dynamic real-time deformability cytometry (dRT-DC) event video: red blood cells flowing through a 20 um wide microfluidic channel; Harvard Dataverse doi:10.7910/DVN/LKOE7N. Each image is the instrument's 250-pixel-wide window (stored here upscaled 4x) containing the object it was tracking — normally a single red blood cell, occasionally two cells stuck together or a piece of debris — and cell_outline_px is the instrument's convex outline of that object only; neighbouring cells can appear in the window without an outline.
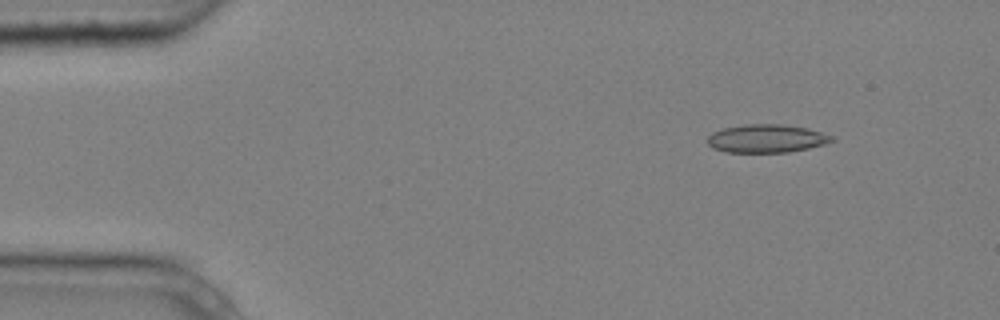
{"species": "common noctule bat (a hibernating species)", "species_latin": "Nyctalus noctula", "temperature_condition": "cold", "stored_images_in_passage": 6, "camera_frame_rate_fps": 3000, "um_per_image_px": 0.085, "animal": {"sex": "male", "body_mass_g": 20.4}, "frame": {"image": 1, "passage_image": 2, "time_ms": 0.333, "image_size_px": [1000, 320], "cell_outline_px": [[836, 140], [824, 144], [808, 148], [788, 152], [724, 152], [712, 148], [708, 144], [708, 136], [712, 132], [724, 128], [744, 124], [780, 124], [808, 128], [836, 136]], "centroid_in_image_um": [65.18, 11.77], "position_along_channel_um": 19.8, "area_um2": 20.58}}
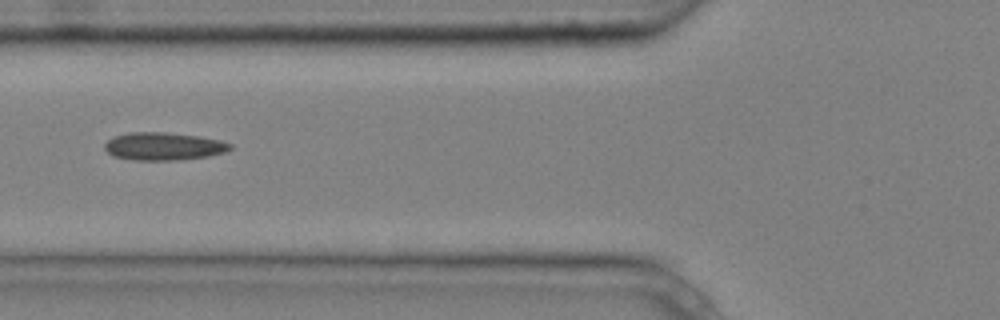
{"frame": {"image": 2, "passage_image": 6, "time_ms": 1.667, "image_size_px": [1000, 320], "cell_outline_px": [[232, 148], [224, 152], [208, 156], [180, 160], [136, 160], [112, 156], [104, 148], [104, 144], [112, 136], [128, 132], [164, 132], [200, 136], [220, 140], [232, 144]], "centroid_in_image_um": [13.88, 12.43], "position_along_channel_um": 111.9, "area_um2": 20.46}}